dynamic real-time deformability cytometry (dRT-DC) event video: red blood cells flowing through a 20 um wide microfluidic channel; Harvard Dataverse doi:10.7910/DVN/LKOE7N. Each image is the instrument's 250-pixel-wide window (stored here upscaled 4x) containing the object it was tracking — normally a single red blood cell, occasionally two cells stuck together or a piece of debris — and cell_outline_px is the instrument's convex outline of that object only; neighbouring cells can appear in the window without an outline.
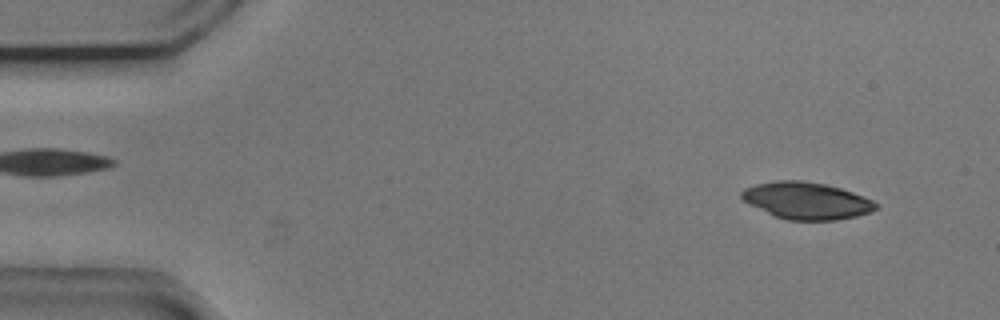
{"species": "common noctule bat (a hibernating species)", "species_latin": "Nyctalus noctula", "temperature_condition": "cold", "stored_images_in_passage": 53, "camera_frame_rate_fps": 3000, "um_per_image_px": 0.085, "animal": {"sex": "male", "body_mass_g": 20.5, "forearm_length_mm": 52.5}, "frame": {"image": 1, "passage_image": 4, "time_ms": 1.0, "image_size_px": [1000, 320], "cell_outline_px": [[880, 208], [856, 216], [836, 220], [788, 220], [772, 216], [748, 204], [740, 196], [740, 192], [744, 188], [756, 184], [776, 180], [800, 180], [824, 184], [840, 188], [864, 196], [880, 204]], "centroid_in_image_um": [68.54, 17.06], "position_along_channel_um": 16.5, "area_um2": 29.13}}